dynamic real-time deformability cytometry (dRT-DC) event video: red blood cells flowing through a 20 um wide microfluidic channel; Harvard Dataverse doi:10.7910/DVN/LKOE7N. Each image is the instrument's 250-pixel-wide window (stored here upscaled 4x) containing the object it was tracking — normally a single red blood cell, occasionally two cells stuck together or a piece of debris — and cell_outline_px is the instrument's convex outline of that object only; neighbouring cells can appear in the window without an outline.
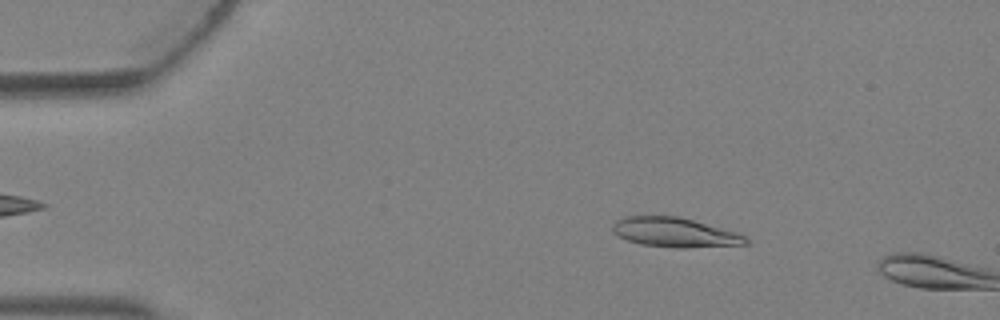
{"species": "Egyptian fruit bat (a non-hibernating species)", "species_latin": "Rousettus aegyptiacus", "temperature_condition": "warm", "stored_images_in_passage": 3, "camera_frame_rate_fps": 3000, "um_per_image_px": 0.085, "animal": {"sex": "female"}, "frame": {"image": 1, "passage_image": 2, "time_ms": 0.333, "image_size_px": [1000, 320], "cell_outline_px": [[752, 240], [748, 244], [684, 248], [676, 248], [640, 244], [628, 240], [612, 232], [612, 224], [616, 220], [624, 216], [676, 216], [692, 220], [736, 232]], "centroid_in_image_um": [57.35, 19.76], "position_along_channel_um": 27.7, "area_um2": 22.83}}